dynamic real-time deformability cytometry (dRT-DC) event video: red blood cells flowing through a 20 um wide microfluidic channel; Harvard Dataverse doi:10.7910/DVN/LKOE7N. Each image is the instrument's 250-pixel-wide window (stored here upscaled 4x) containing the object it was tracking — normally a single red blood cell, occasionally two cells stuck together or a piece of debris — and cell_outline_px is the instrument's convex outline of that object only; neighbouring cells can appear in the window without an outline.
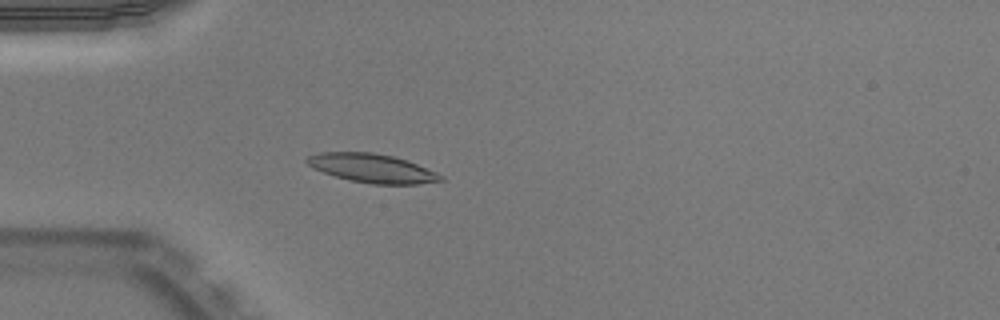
{"species": "Egyptian fruit bat (a non-hibernating species)", "species_latin": "Rousettus aegyptiacus", "temperature_condition": "warm", "stored_images_in_passage": 52, "camera_frame_rate_fps": 3000, "um_per_image_px": 0.085, "animal": {"sex": "male"}, "frame": {"image": 1, "passage_image": 16, "time_ms": 5.0, "image_size_px": [1000, 320], "cell_outline_px": [[444, 180], [416, 184], [372, 184], [348, 180], [312, 168], [304, 160], [308, 156], [320, 152], [372, 152], [392, 156], [416, 164], [436, 172], [444, 176]], "centroid_in_image_um": [31.6, 14.3], "position_along_channel_um": 53.4, "area_um2": 22.25}}
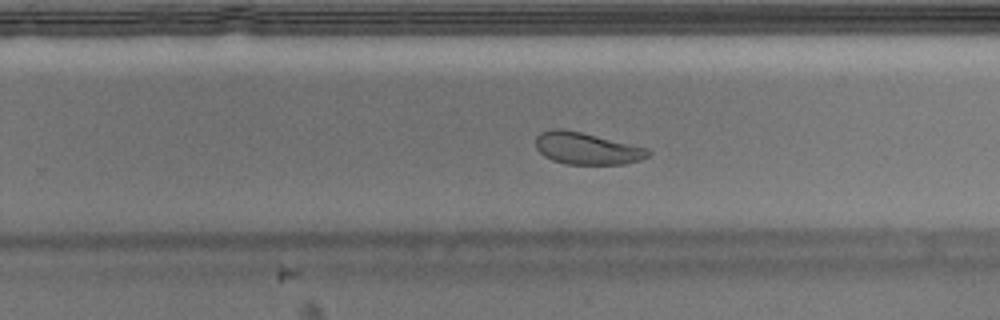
{"frame": {"image": 2, "passage_image": 34, "time_ms": 11.0, "image_size_px": [1000, 320], "cell_outline_px": [[652, 152], [648, 156], [640, 160], [624, 164], [568, 164], [552, 160], [544, 156], [536, 148], [536, 136], [540, 132], [552, 128], [564, 128], [648, 148]], "centroid_in_image_um": [49.86, 12.61], "position_along_channel_um": 279.9, "area_um2": 20.98}}
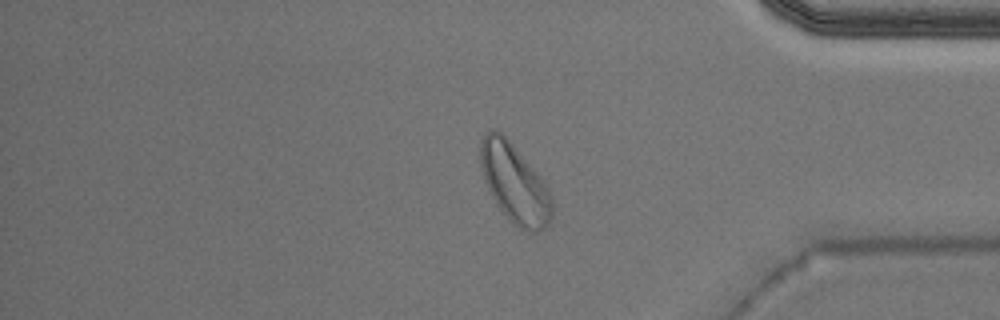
{"frame": {"image": 3, "passage_image": 44, "time_ms": 14.333, "image_size_px": [1000, 320], "cell_outline_px": [[552, 216], [548, 224], [544, 228], [536, 232], [528, 232], [520, 228], [500, 208], [492, 196], [484, 180], [480, 168], [480, 140], [484, 132], [488, 128], [496, 128], [512, 144], [540, 176], [548, 188], [552, 196]], "centroid_in_image_um": [43.72, 15.54], "position_along_channel_um": 391.5, "area_um2": 32.71}, "authors_computed_cell_mechanics": {"area_um2": 21.9062, "velocity_mm_per_s": 3.9242, "shape_relaxation_time_tau1_ms": 2.6764, "shape_relaxation_time_tau2_ms": 2.3481, "deformation_change_tau1": 0.1134, "deformation_change_tau2": 0.0906}}